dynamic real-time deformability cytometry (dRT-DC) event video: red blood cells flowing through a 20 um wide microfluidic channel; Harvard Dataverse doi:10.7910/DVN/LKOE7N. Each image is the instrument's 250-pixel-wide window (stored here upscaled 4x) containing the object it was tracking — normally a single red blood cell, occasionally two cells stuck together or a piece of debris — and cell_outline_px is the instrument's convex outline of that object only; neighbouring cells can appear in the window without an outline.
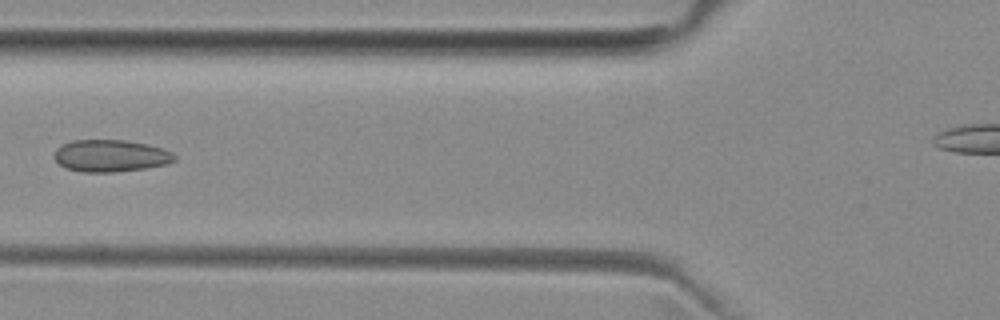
{"species": "common noctule bat (a hibernating species)", "species_latin": "Nyctalus noctula", "temperature_condition": "room temperature", "stored_images_in_passage": 5, "camera_frame_rate_fps": 3000, "um_per_image_px": 0.085, "animal": {"sex": "female", "body_mass_g": 29.2, "forearm_length_mm": 56.3}, "frame": {"image": 1, "passage_image": 5, "time_ms": 5.333, "image_size_px": [1000, 320], "cell_outline_px": [[176, 160], [168, 164], [144, 168], [116, 172], [84, 172], [64, 168], [56, 160], [56, 148], [72, 140], [124, 140], [144, 144], [160, 148], [172, 152], [176, 156]], "centroid_in_image_um": [9.41, 13.25], "position_along_channel_um": 116.4, "area_um2": 22.25}}